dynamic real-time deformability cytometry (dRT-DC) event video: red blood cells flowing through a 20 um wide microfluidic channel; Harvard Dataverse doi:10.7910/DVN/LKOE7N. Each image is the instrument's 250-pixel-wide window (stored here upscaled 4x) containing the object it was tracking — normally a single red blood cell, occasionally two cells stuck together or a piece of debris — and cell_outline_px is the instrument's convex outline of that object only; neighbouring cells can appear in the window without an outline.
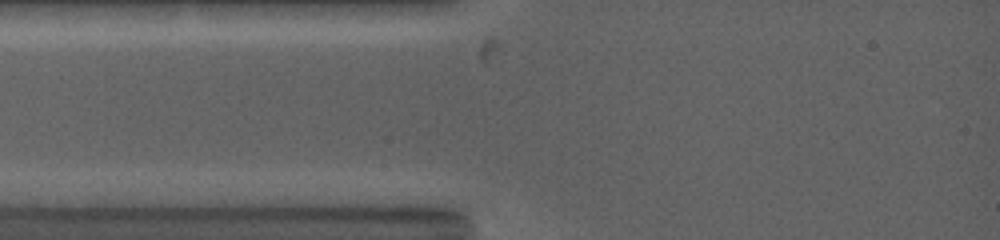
{"species": "common noctule bat (a hibernating species)", "species_latin": "Nyctalus noctula", "temperature_condition": "warm", "stored_images_in_passage": 2, "camera_frame_rate_fps": 5000, "um_per_image_px": 0.085, "animal": {"sex": "female", "body_mass_g": 19.0, "forearm_length_mm": 53.3}, "frame": {"image": 1, "passage_image": 1, "time_ms": 0.0, "image_size_px": [1000, 240], "cell_outline_px": [[420, 164], [416, 168], [344, 168], [280, 164], [280, 160], [288, 156], [380, 156], [416, 160]], "centroid_in_image_um": [29.82, 13.76], "position_along_channel_um": 55.2, "area_um2": 10.35}}